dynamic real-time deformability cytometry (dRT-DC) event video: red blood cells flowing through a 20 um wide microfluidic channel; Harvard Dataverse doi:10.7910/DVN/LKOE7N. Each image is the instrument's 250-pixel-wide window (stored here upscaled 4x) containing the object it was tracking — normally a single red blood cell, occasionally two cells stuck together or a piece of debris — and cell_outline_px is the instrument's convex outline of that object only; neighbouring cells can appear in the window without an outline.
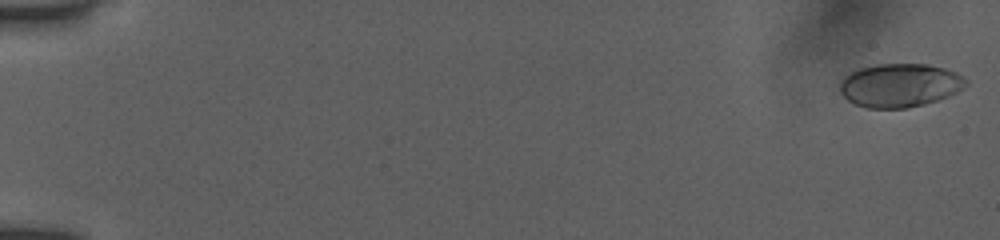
{"species": "human", "species_latin": "Homo sapiens", "temperature_condition": "room temperature", "stored_images_in_passage": 53, "camera_frame_rate_fps": 3000, "um_per_image_px": 0.085, "donor": {"sex": "female"}, "frame": {"image": 1, "passage_image": 1, "time_ms": 0.0, "image_size_px": [1000, 240], "cell_outline_px": [[968, 84], [964, 88], [948, 96], [924, 104], [908, 108], [868, 108], [856, 104], [848, 100], [840, 92], [840, 80], [844, 76], [860, 68], [876, 64], [928, 64], [944, 68], [956, 72], [968, 80]], "centroid_in_image_um": [76.5, 7.24], "position_along_channel_um": 8.5, "area_um2": 32.02}}
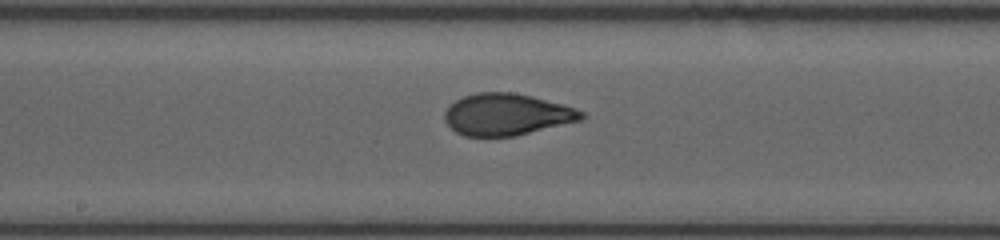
{"frame": {"image": 2, "passage_image": 30, "time_ms": 9.667, "image_size_px": [1000, 240], "cell_outline_px": [[584, 116], [580, 120], [516, 136], [464, 136], [456, 132], [444, 120], [444, 112], [456, 100], [464, 96], [476, 92], [512, 92], [532, 96], [564, 104], [576, 108], [584, 112]], "centroid_in_image_um": [43.07, 9.72], "position_along_channel_um": 205.1, "area_um2": 33.18}}
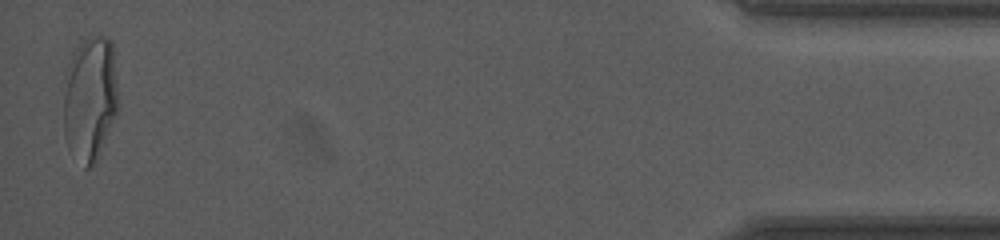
{"frame": {"image": 3, "passage_image": 53, "time_ms": 17.333, "image_size_px": [1000, 240], "cell_outline_px": [[116, 112], [96, 160], [88, 168], [84, 168], [68, 148], [64, 136], [64, 96], [72, 56], [80, 44], [88, 36], [108, 36], [112, 44], [116, 84]], "centroid_in_image_um": [7.64, 8.39], "position_along_channel_um": 427.6, "area_um2": 38.55}, "authors_computed_cell_mechanics": {"area_um2": 32.8882, "velocity_mm_per_s": 3.929, "shape_relaxation_time_tau1_ms": 5.7093, "shape_relaxation_time_tau2_ms": null, "deformation_change_tau1": 0.2156, "deformation_change_tau2": null}}